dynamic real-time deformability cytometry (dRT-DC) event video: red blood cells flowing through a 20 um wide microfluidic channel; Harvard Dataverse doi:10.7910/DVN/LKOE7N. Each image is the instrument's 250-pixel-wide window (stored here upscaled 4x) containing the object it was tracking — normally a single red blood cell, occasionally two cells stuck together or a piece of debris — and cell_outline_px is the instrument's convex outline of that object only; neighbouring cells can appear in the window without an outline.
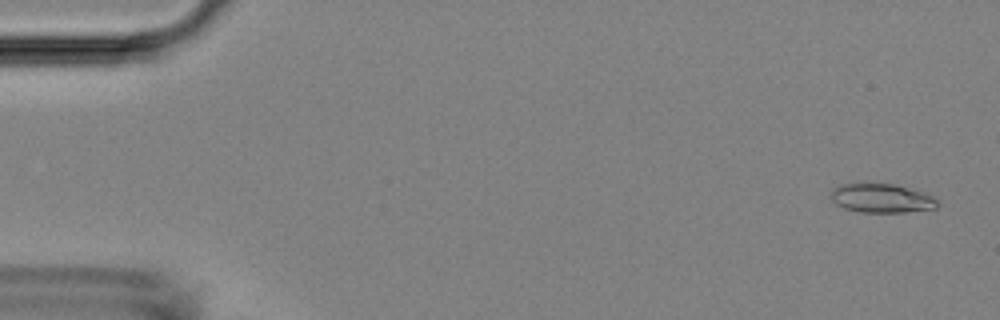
{"species": "Egyptian fruit bat (a non-hibernating species)", "species_latin": "Rousettus aegyptiacus", "temperature_condition": "room temperature", "stored_images_in_passage": 53, "camera_frame_rate_fps": 3000, "um_per_image_px": 0.085, "animal": {"sex": "female"}, "frame": {"image": 1, "passage_image": 2, "time_ms": 0.333, "image_size_px": [1000, 320], "cell_outline_px": [[940, 204], [936, 208], [904, 212], [860, 212], [844, 208], [836, 204], [832, 200], [832, 188], [840, 184], [864, 180], [896, 184], [932, 196]], "centroid_in_image_um": [74.87, 16.8], "position_along_channel_um": 10.1, "area_um2": 18.55}}
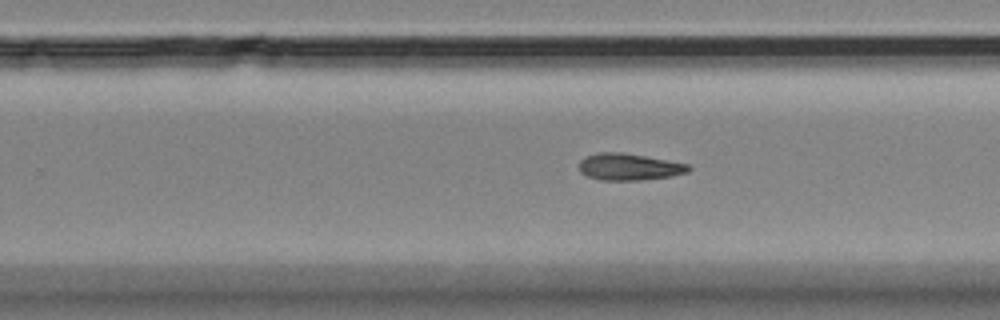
{"frame": {"image": 2, "passage_image": 33, "time_ms": 10.667, "image_size_px": [1000, 320], "cell_outline_px": [[692, 168], [688, 172], [672, 176], [640, 180], [600, 180], [588, 176], [580, 172], [580, 160], [584, 156], [596, 152], [620, 152], [692, 164]], "centroid_in_image_um": [53.49, 14.18], "position_along_channel_um": 276.3, "area_um2": 17.22}}
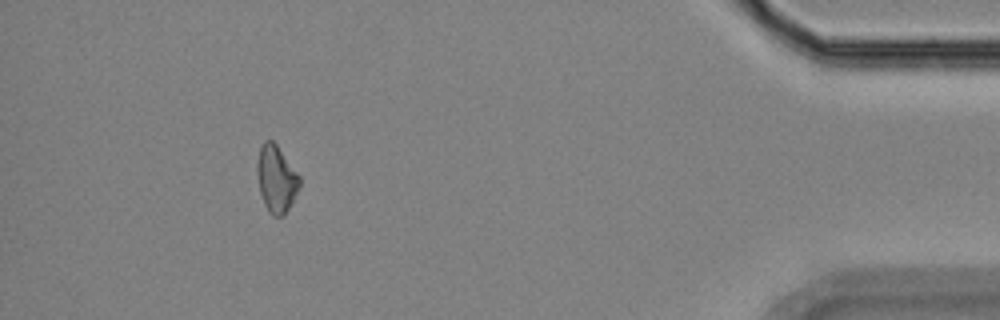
{"frame": {"image": 3, "passage_image": 48, "time_ms": 15.667, "image_size_px": [1000, 320], "cell_outline_px": [[300, 188], [284, 216], [272, 216], [268, 212], [264, 204], [260, 192], [256, 172], [256, 164], [260, 148], [264, 140], [272, 140], [276, 144], [300, 176]], "centroid_in_image_um": [23.48, 15.22], "position_along_channel_um": 411.7, "area_um2": 16.65}, "authors_computed_cell_mechanics": {"area_um2": 17.1666, "velocity_mm_per_s": 3.809, "shape_relaxation_time_tau1_ms": 6.312, "shape_relaxation_time_tau2_ms": 6.9321, "deformation_change_tau1": 0.1367, "deformation_change_tau2": 0.1687}}